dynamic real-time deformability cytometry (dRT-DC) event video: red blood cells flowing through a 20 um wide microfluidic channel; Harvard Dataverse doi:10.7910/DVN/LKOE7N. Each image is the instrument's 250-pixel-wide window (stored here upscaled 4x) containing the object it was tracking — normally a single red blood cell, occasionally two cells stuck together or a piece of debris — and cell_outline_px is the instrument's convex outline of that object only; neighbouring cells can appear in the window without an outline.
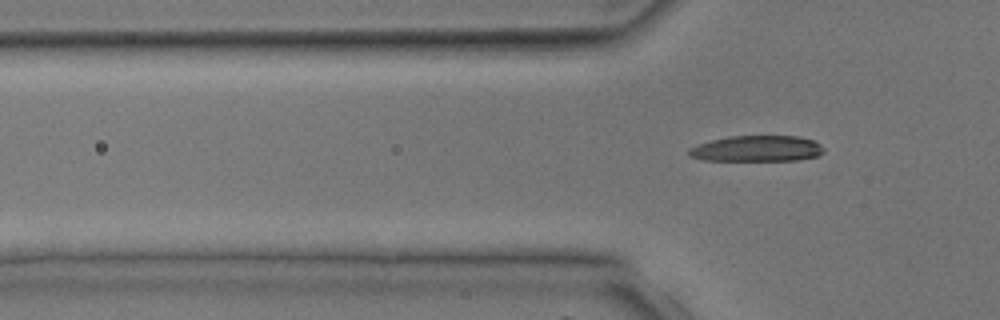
{"species": "common noctule bat (a hibernating species)", "species_latin": "Nyctalus noctula", "temperature_condition": "room temperature", "stored_images_in_passage": 3, "camera_frame_rate_fps": 3000, "um_per_image_px": 0.085, "animal": {"sex": "male", "body_mass_g": 17.9, "forearm_length_mm": 54.2}, "frame": {"image": 1, "passage_image": 3, "time_ms": 3.333, "image_size_px": [1000, 320], "cell_outline_px": [[824, 152], [820, 156], [796, 160], [704, 160], [688, 156], [688, 148], [712, 140], [728, 136], [800, 136], [812, 140], [820, 144], [824, 148]], "centroid_in_image_um": [64.36, 12.63], "position_along_channel_um": 61.4, "area_um2": 20.4}}